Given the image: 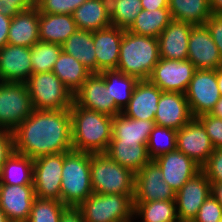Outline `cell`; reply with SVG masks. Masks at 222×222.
<instances>
[{"label":"cell","mask_w":222,"mask_h":222,"mask_svg":"<svg viewBox=\"0 0 222 222\" xmlns=\"http://www.w3.org/2000/svg\"><path fill=\"white\" fill-rule=\"evenodd\" d=\"M12 133L14 151L33 160L73 150L70 109H34Z\"/></svg>","instance_id":"cell-1"},{"label":"cell","mask_w":222,"mask_h":222,"mask_svg":"<svg viewBox=\"0 0 222 222\" xmlns=\"http://www.w3.org/2000/svg\"><path fill=\"white\" fill-rule=\"evenodd\" d=\"M72 146L74 151L105 153L112 138L113 117L78 106L70 107Z\"/></svg>","instance_id":"cell-2"},{"label":"cell","mask_w":222,"mask_h":222,"mask_svg":"<svg viewBox=\"0 0 222 222\" xmlns=\"http://www.w3.org/2000/svg\"><path fill=\"white\" fill-rule=\"evenodd\" d=\"M159 60L158 38L138 35L124 29L116 70L139 80L149 79Z\"/></svg>","instance_id":"cell-3"},{"label":"cell","mask_w":222,"mask_h":222,"mask_svg":"<svg viewBox=\"0 0 222 222\" xmlns=\"http://www.w3.org/2000/svg\"><path fill=\"white\" fill-rule=\"evenodd\" d=\"M90 163L91 153L64 152L61 202L68 208H77L93 193Z\"/></svg>","instance_id":"cell-4"},{"label":"cell","mask_w":222,"mask_h":222,"mask_svg":"<svg viewBox=\"0 0 222 222\" xmlns=\"http://www.w3.org/2000/svg\"><path fill=\"white\" fill-rule=\"evenodd\" d=\"M90 174L93 193L134 195L135 174L105 153H91Z\"/></svg>","instance_id":"cell-5"},{"label":"cell","mask_w":222,"mask_h":222,"mask_svg":"<svg viewBox=\"0 0 222 222\" xmlns=\"http://www.w3.org/2000/svg\"><path fill=\"white\" fill-rule=\"evenodd\" d=\"M134 195L92 193L77 207L84 222H133Z\"/></svg>","instance_id":"cell-6"},{"label":"cell","mask_w":222,"mask_h":222,"mask_svg":"<svg viewBox=\"0 0 222 222\" xmlns=\"http://www.w3.org/2000/svg\"><path fill=\"white\" fill-rule=\"evenodd\" d=\"M25 83L35 110H63L72 106V92L52 71L34 73Z\"/></svg>","instance_id":"cell-7"},{"label":"cell","mask_w":222,"mask_h":222,"mask_svg":"<svg viewBox=\"0 0 222 222\" xmlns=\"http://www.w3.org/2000/svg\"><path fill=\"white\" fill-rule=\"evenodd\" d=\"M33 111L25 82L0 81V130L13 132Z\"/></svg>","instance_id":"cell-8"},{"label":"cell","mask_w":222,"mask_h":222,"mask_svg":"<svg viewBox=\"0 0 222 222\" xmlns=\"http://www.w3.org/2000/svg\"><path fill=\"white\" fill-rule=\"evenodd\" d=\"M64 152L34 159L33 186L36 197L61 201Z\"/></svg>","instance_id":"cell-9"},{"label":"cell","mask_w":222,"mask_h":222,"mask_svg":"<svg viewBox=\"0 0 222 222\" xmlns=\"http://www.w3.org/2000/svg\"><path fill=\"white\" fill-rule=\"evenodd\" d=\"M193 117L210 113L220 100L217 69H196L185 93Z\"/></svg>","instance_id":"cell-10"},{"label":"cell","mask_w":222,"mask_h":222,"mask_svg":"<svg viewBox=\"0 0 222 222\" xmlns=\"http://www.w3.org/2000/svg\"><path fill=\"white\" fill-rule=\"evenodd\" d=\"M194 65L189 60H168L160 58L149 80L162 91L186 93Z\"/></svg>","instance_id":"cell-11"},{"label":"cell","mask_w":222,"mask_h":222,"mask_svg":"<svg viewBox=\"0 0 222 222\" xmlns=\"http://www.w3.org/2000/svg\"><path fill=\"white\" fill-rule=\"evenodd\" d=\"M159 200H175V192L163 180L159 166L151 160L135 174L133 203Z\"/></svg>","instance_id":"cell-12"},{"label":"cell","mask_w":222,"mask_h":222,"mask_svg":"<svg viewBox=\"0 0 222 222\" xmlns=\"http://www.w3.org/2000/svg\"><path fill=\"white\" fill-rule=\"evenodd\" d=\"M177 150L186 154L201 167L215 150L205 128L197 117H193L185 126L177 130Z\"/></svg>","instance_id":"cell-13"},{"label":"cell","mask_w":222,"mask_h":222,"mask_svg":"<svg viewBox=\"0 0 222 222\" xmlns=\"http://www.w3.org/2000/svg\"><path fill=\"white\" fill-rule=\"evenodd\" d=\"M73 101L82 108L112 117L122 113L110 97L101 73H92L73 94Z\"/></svg>","instance_id":"cell-14"},{"label":"cell","mask_w":222,"mask_h":222,"mask_svg":"<svg viewBox=\"0 0 222 222\" xmlns=\"http://www.w3.org/2000/svg\"><path fill=\"white\" fill-rule=\"evenodd\" d=\"M187 60L198 70H216L222 66L219 49L205 25L192 27L188 41Z\"/></svg>","instance_id":"cell-15"},{"label":"cell","mask_w":222,"mask_h":222,"mask_svg":"<svg viewBox=\"0 0 222 222\" xmlns=\"http://www.w3.org/2000/svg\"><path fill=\"white\" fill-rule=\"evenodd\" d=\"M210 194L211 183L201 170L175 193L179 220H193Z\"/></svg>","instance_id":"cell-16"},{"label":"cell","mask_w":222,"mask_h":222,"mask_svg":"<svg viewBox=\"0 0 222 222\" xmlns=\"http://www.w3.org/2000/svg\"><path fill=\"white\" fill-rule=\"evenodd\" d=\"M153 161L162 171L163 180L175 193L201 171L199 164L177 149L160 155Z\"/></svg>","instance_id":"cell-17"},{"label":"cell","mask_w":222,"mask_h":222,"mask_svg":"<svg viewBox=\"0 0 222 222\" xmlns=\"http://www.w3.org/2000/svg\"><path fill=\"white\" fill-rule=\"evenodd\" d=\"M31 75V48L7 43L0 49V81L26 82Z\"/></svg>","instance_id":"cell-18"},{"label":"cell","mask_w":222,"mask_h":222,"mask_svg":"<svg viewBox=\"0 0 222 222\" xmlns=\"http://www.w3.org/2000/svg\"><path fill=\"white\" fill-rule=\"evenodd\" d=\"M193 118L184 93L163 91L157 104L154 122L157 126L179 130Z\"/></svg>","instance_id":"cell-19"},{"label":"cell","mask_w":222,"mask_h":222,"mask_svg":"<svg viewBox=\"0 0 222 222\" xmlns=\"http://www.w3.org/2000/svg\"><path fill=\"white\" fill-rule=\"evenodd\" d=\"M35 199L33 185L0 184V208L9 221H27Z\"/></svg>","instance_id":"cell-20"},{"label":"cell","mask_w":222,"mask_h":222,"mask_svg":"<svg viewBox=\"0 0 222 222\" xmlns=\"http://www.w3.org/2000/svg\"><path fill=\"white\" fill-rule=\"evenodd\" d=\"M123 34L124 29L112 25L93 31V43L96 53V73H101L104 70L117 69Z\"/></svg>","instance_id":"cell-21"},{"label":"cell","mask_w":222,"mask_h":222,"mask_svg":"<svg viewBox=\"0 0 222 222\" xmlns=\"http://www.w3.org/2000/svg\"><path fill=\"white\" fill-rule=\"evenodd\" d=\"M162 92L149 79L139 80L122 113L132 119L154 120Z\"/></svg>","instance_id":"cell-22"},{"label":"cell","mask_w":222,"mask_h":222,"mask_svg":"<svg viewBox=\"0 0 222 222\" xmlns=\"http://www.w3.org/2000/svg\"><path fill=\"white\" fill-rule=\"evenodd\" d=\"M194 25L172 20L159 35L160 58L187 60L188 41Z\"/></svg>","instance_id":"cell-23"},{"label":"cell","mask_w":222,"mask_h":222,"mask_svg":"<svg viewBox=\"0 0 222 222\" xmlns=\"http://www.w3.org/2000/svg\"><path fill=\"white\" fill-rule=\"evenodd\" d=\"M38 42L39 11L35 6L12 17L8 31V44L31 48Z\"/></svg>","instance_id":"cell-24"},{"label":"cell","mask_w":222,"mask_h":222,"mask_svg":"<svg viewBox=\"0 0 222 222\" xmlns=\"http://www.w3.org/2000/svg\"><path fill=\"white\" fill-rule=\"evenodd\" d=\"M105 154L134 174L151 161L147 144L142 142L110 141Z\"/></svg>","instance_id":"cell-25"},{"label":"cell","mask_w":222,"mask_h":222,"mask_svg":"<svg viewBox=\"0 0 222 222\" xmlns=\"http://www.w3.org/2000/svg\"><path fill=\"white\" fill-rule=\"evenodd\" d=\"M71 14L39 13V41L62 45L76 30Z\"/></svg>","instance_id":"cell-26"},{"label":"cell","mask_w":222,"mask_h":222,"mask_svg":"<svg viewBox=\"0 0 222 222\" xmlns=\"http://www.w3.org/2000/svg\"><path fill=\"white\" fill-rule=\"evenodd\" d=\"M80 30L96 31L111 26L109 0H86L72 13Z\"/></svg>","instance_id":"cell-27"},{"label":"cell","mask_w":222,"mask_h":222,"mask_svg":"<svg viewBox=\"0 0 222 222\" xmlns=\"http://www.w3.org/2000/svg\"><path fill=\"white\" fill-rule=\"evenodd\" d=\"M154 126V120L132 119L120 113L114 116L112 120L111 141L147 144Z\"/></svg>","instance_id":"cell-28"},{"label":"cell","mask_w":222,"mask_h":222,"mask_svg":"<svg viewBox=\"0 0 222 222\" xmlns=\"http://www.w3.org/2000/svg\"><path fill=\"white\" fill-rule=\"evenodd\" d=\"M34 160L13 151L0 170V184L33 185Z\"/></svg>","instance_id":"cell-29"},{"label":"cell","mask_w":222,"mask_h":222,"mask_svg":"<svg viewBox=\"0 0 222 222\" xmlns=\"http://www.w3.org/2000/svg\"><path fill=\"white\" fill-rule=\"evenodd\" d=\"M62 51L73 56L91 73H96L93 31L77 29L63 44Z\"/></svg>","instance_id":"cell-30"},{"label":"cell","mask_w":222,"mask_h":222,"mask_svg":"<svg viewBox=\"0 0 222 222\" xmlns=\"http://www.w3.org/2000/svg\"><path fill=\"white\" fill-rule=\"evenodd\" d=\"M101 74L104 78L105 87L109 90L110 97L122 112L129 104L132 92L139 79L118 70H104Z\"/></svg>","instance_id":"cell-31"},{"label":"cell","mask_w":222,"mask_h":222,"mask_svg":"<svg viewBox=\"0 0 222 222\" xmlns=\"http://www.w3.org/2000/svg\"><path fill=\"white\" fill-rule=\"evenodd\" d=\"M52 72L72 94H74L92 74L82 63L64 51L59 55Z\"/></svg>","instance_id":"cell-32"},{"label":"cell","mask_w":222,"mask_h":222,"mask_svg":"<svg viewBox=\"0 0 222 222\" xmlns=\"http://www.w3.org/2000/svg\"><path fill=\"white\" fill-rule=\"evenodd\" d=\"M172 20L204 25L212 15L209 0H169Z\"/></svg>","instance_id":"cell-33"},{"label":"cell","mask_w":222,"mask_h":222,"mask_svg":"<svg viewBox=\"0 0 222 222\" xmlns=\"http://www.w3.org/2000/svg\"><path fill=\"white\" fill-rule=\"evenodd\" d=\"M171 21L169 8L153 11L143 9L127 30L138 35L158 38Z\"/></svg>","instance_id":"cell-34"},{"label":"cell","mask_w":222,"mask_h":222,"mask_svg":"<svg viewBox=\"0 0 222 222\" xmlns=\"http://www.w3.org/2000/svg\"><path fill=\"white\" fill-rule=\"evenodd\" d=\"M134 216L141 222H179L175 200L134 203Z\"/></svg>","instance_id":"cell-35"},{"label":"cell","mask_w":222,"mask_h":222,"mask_svg":"<svg viewBox=\"0 0 222 222\" xmlns=\"http://www.w3.org/2000/svg\"><path fill=\"white\" fill-rule=\"evenodd\" d=\"M61 52L60 44L41 41L34 44L31 47L32 74L52 71Z\"/></svg>","instance_id":"cell-36"},{"label":"cell","mask_w":222,"mask_h":222,"mask_svg":"<svg viewBox=\"0 0 222 222\" xmlns=\"http://www.w3.org/2000/svg\"><path fill=\"white\" fill-rule=\"evenodd\" d=\"M111 25L127 30L143 10L141 0H110Z\"/></svg>","instance_id":"cell-37"},{"label":"cell","mask_w":222,"mask_h":222,"mask_svg":"<svg viewBox=\"0 0 222 222\" xmlns=\"http://www.w3.org/2000/svg\"><path fill=\"white\" fill-rule=\"evenodd\" d=\"M177 130L155 125L149 135L147 151L151 160L168 152L175 151Z\"/></svg>","instance_id":"cell-38"},{"label":"cell","mask_w":222,"mask_h":222,"mask_svg":"<svg viewBox=\"0 0 222 222\" xmlns=\"http://www.w3.org/2000/svg\"><path fill=\"white\" fill-rule=\"evenodd\" d=\"M67 209L61 201L36 197L27 222H60Z\"/></svg>","instance_id":"cell-39"},{"label":"cell","mask_w":222,"mask_h":222,"mask_svg":"<svg viewBox=\"0 0 222 222\" xmlns=\"http://www.w3.org/2000/svg\"><path fill=\"white\" fill-rule=\"evenodd\" d=\"M86 0H36L39 13L71 14Z\"/></svg>","instance_id":"cell-40"},{"label":"cell","mask_w":222,"mask_h":222,"mask_svg":"<svg viewBox=\"0 0 222 222\" xmlns=\"http://www.w3.org/2000/svg\"><path fill=\"white\" fill-rule=\"evenodd\" d=\"M222 220V205L210 194L201 205L194 222H220Z\"/></svg>","instance_id":"cell-41"},{"label":"cell","mask_w":222,"mask_h":222,"mask_svg":"<svg viewBox=\"0 0 222 222\" xmlns=\"http://www.w3.org/2000/svg\"><path fill=\"white\" fill-rule=\"evenodd\" d=\"M197 118L201 121L215 149H222V119L210 113Z\"/></svg>","instance_id":"cell-42"},{"label":"cell","mask_w":222,"mask_h":222,"mask_svg":"<svg viewBox=\"0 0 222 222\" xmlns=\"http://www.w3.org/2000/svg\"><path fill=\"white\" fill-rule=\"evenodd\" d=\"M201 170L210 183H222V149H215Z\"/></svg>","instance_id":"cell-43"},{"label":"cell","mask_w":222,"mask_h":222,"mask_svg":"<svg viewBox=\"0 0 222 222\" xmlns=\"http://www.w3.org/2000/svg\"><path fill=\"white\" fill-rule=\"evenodd\" d=\"M36 6V0H0V13L8 17H14L21 11Z\"/></svg>","instance_id":"cell-44"},{"label":"cell","mask_w":222,"mask_h":222,"mask_svg":"<svg viewBox=\"0 0 222 222\" xmlns=\"http://www.w3.org/2000/svg\"><path fill=\"white\" fill-rule=\"evenodd\" d=\"M204 25L209 30L222 58V14H212Z\"/></svg>","instance_id":"cell-45"},{"label":"cell","mask_w":222,"mask_h":222,"mask_svg":"<svg viewBox=\"0 0 222 222\" xmlns=\"http://www.w3.org/2000/svg\"><path fill=\"white\" fill-rule=\"evenodd\" d=\"M13 151V133L6 130H0V170Z\"/></svg>","instance_id":"cell-46"},{"label":"cell","mask_w":222,"mask_h":222,"mask_svg":"<svg viewBox=\"0 0 222 222\" xmlns=\"http://www.w3.org/2000/svg\"><path fill=\"white\" fill-rule=\"evenodd\" d=\"M12 17L0 13V49L8 43V31Z\"/></svg>","instance_id":"cell-47"},{"label":"cell","mask_w":222,"mask_h":222,"mask_svg":"<svg viewBox=\"0 0 222 222\" xmlns=\"http://www.w3.org/2000/svg\"><path fill=\"white\" fill-rule=\"evenodd\" d=\"M142 8L144 10H156L168 8L169 0H141Z\"/></svg>","instance_id":"cell-48"},{"label":"cell","mask_w":222,"mask_h":222,"mask_svg":"<svg viewBox=\"0 0 222 222\" xmlns=\"http://www.w3.org/2000/svg\"><path fill=\"white\" fill-rule=\"evenodd\" d=\"M60 222H84L77 208H68L62 215Z\"/></svg>","instance_id":"cell-49"},{"label":"cell","mask_w":222,"mask_h":222,"mask_svg":"<svg viewBox=\"0 0 222 222\" xmlns=\"http://www.w3.org/2000/svg\"><path fill=\"white\" fill-rule=\"evenodd\" d=\"M211 195L222 205V183H211Z\"/></svg>","instance_id":"cell-50"},{"label":"cell","mask_w":222,"mask_h":222,"mask_svg":"<svg viewBox=\"0 0 222 222\" xmlns=\"http://www.w3.org/2000/svg\"><path fill=\"white\" fill-rule=\"evenodd\" d=\"M212 14H222V0H209Z\"/></svg>","instance_id":"cell-51"},{"label":"cell","mask_w":222,"mask_h":222,"mask_svg":"<svg viewBox=\"0 0 222 222\" xmlns=\"http://www.w3.org/2000/svg\"><path fill=\"white\" fill-rule=\"evenodd\" d=\"M210 114L222 119V97H220V100L215 104Z\"/></svg>","instance_id":"cell-52"},{"label":"cell","mask_w":222,"mask_h":222,"mask_svg":"<svg viewBox=\"0 0 222 222\" xmlns=\"http://www.w3.org/2000/svg\"><path fill=\"white\" fill-rule=\"evenodd\" d=\"M217 82H218V89L222 97V66L217 68Z\"/></svg>","instance_id":"cell-53"},{"label":"cell","mask_w":222,"mask_h":222,"mask_svg":"<svg viewBox=\"0 0 222 222\" xmlns=\"http://www.w3.org/2000/svg\"><path fill=\"white\" fill-rule=\"evenodd\" d=\"M0 222H9L5 212L0 208Z\"/></svg>","instance_id":"cell-54"},{"label":"cell","mask_w":222,"mask_h":222,"mask_svg":"<svg viewBox=\"0 0 222 222\" xmlns=\"http://www.w3.org/2000/svg\"><path fill=\"white\" fill-rule=\"evenodd\" d=\"M179 222H194L193 220H179Z\"/></svg>","instance_id":"cell-55"},{"label":"cell","mask_w":222,"mask_h":222,"mask_svg":"<svg viewBox=\"0 0 222 222\" xmlns=\"http://www.w3.org/2000/svg\"><path fill=\"white\" fill-rule=\"evenodd\" d=\"M9 222H27V221H9Z\"/></svg>","instance_id":"cell-56"}]
</instances>
